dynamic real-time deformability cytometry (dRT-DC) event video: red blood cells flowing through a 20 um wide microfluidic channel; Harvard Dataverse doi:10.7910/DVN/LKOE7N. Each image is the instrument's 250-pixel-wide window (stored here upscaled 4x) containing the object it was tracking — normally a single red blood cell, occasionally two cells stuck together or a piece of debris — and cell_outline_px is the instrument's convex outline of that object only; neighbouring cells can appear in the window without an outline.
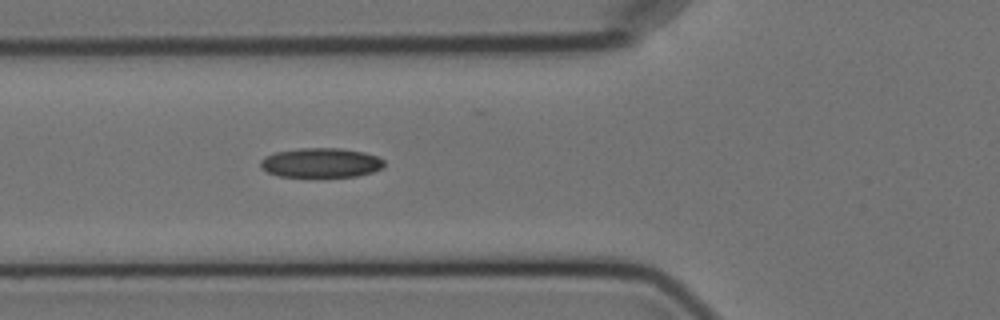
{"species": "Egyptian fruit bat (a non-hibernating species)", "species_latin": "Rousettus aegyptiacus", "temperature_condition": "cold", "stored_images_in_passage": 5, "camera_frame_rate_fps": 3000, "um_per_image_px": 0.085, "animal": {"sex": "female"}, "frame": {"image": 1, "passage_image": 5, "time_ms": 4.667, "image_size_px": [1000, 320], "cell_outline_px": [[384, 168], [372, 172], [356, 176], [280, 176], [268, 172], [260, 168], [260, 160], [264, 156], [276, 152], [300, 148], [340, 148], [364, 152], [376, 156], [384, 160]], "centroid_in_image_um": [27.28, 13.82], "position_along_channel_um": 98.5, "area_um2": 21.21}}